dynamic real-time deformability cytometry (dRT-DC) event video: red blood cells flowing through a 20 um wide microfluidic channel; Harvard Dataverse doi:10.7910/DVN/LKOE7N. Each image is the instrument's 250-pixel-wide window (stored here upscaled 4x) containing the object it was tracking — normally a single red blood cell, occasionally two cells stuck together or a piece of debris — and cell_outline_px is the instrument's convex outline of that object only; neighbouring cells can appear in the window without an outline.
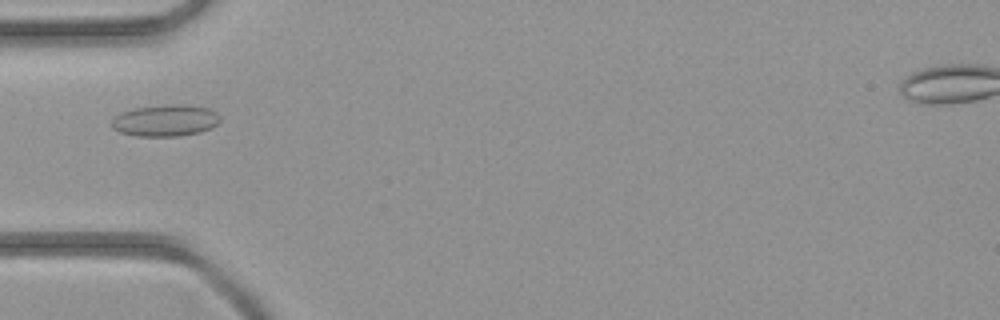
{"species": "common noctule bat (a hibernating species)", "species_latin": "Nyctalus noctula", "temperature_condition": "room temperature", "stored_images_in_passage": 4, "camera_frame_rate_fps": 3000, "um_per_image_px": 0.085, "animal": {"sex": "female", "body_mass_g": 21.9}, "frame": {"image": 1, "passage_image": 3, "time_ms": 3.333, "image_size_px": [1000, 320], "cell_outline_px": [[220, 120], [212, 128], [200, 132], [180, 136], [136, 136], [120, 132], [112, 128], [112, 120], [120, 112], [132, 108], [164, 104], [188, 104], [208, 108], [216, 112], [220, 116]], "centroid_in_image_um": [14.06, 10.23], "position_along_channel_um": 70.9, "area_um2": 20.29}}
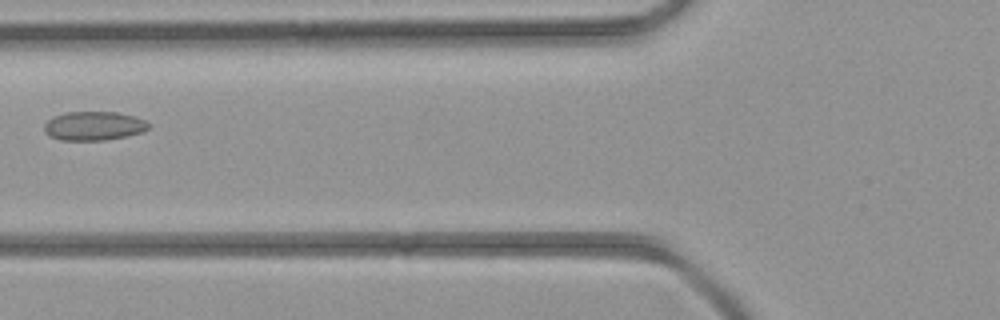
{"frame": {"image": 2, "passage_image": 4, "time_ms": 4.333, "image_size_px": [1000, 320], "cell_outline_px": [[152, 124], [148, 128], [140, 132], [124, 136], [104, 140], [60, 140], [44, 132], [44, 124], [52, 116], [68, 112], [116, 112], [132, 116], [144, 120]], "centroid_in_image_um": [7.94, 10.69], "position_along_channel_um": 117.9, "area_um2": 17.4}}